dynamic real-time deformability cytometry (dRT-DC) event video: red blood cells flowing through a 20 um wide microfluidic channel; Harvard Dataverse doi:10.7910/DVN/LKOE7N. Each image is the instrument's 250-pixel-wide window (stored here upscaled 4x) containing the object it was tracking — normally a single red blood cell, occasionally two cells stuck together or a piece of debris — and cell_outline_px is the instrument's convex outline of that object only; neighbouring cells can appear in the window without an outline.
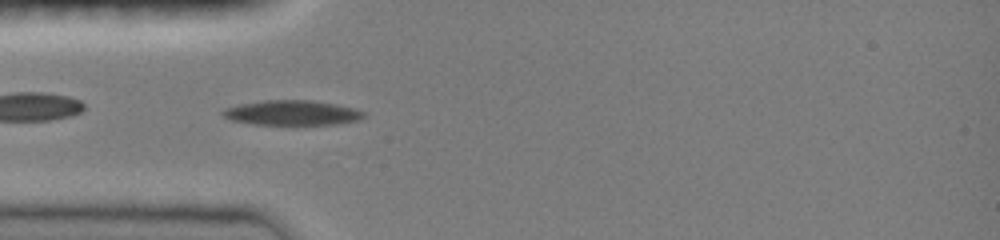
{"species": "common noctule bat (a hibernating species)", "species_latin": "Nyctalus noctula", "temperature_condition": "room temperature", "stored_images_in_passage": 35, "camera_frame_rate_fps": 3000, "um_per_image_px": 0.085, "animal": {"sex": "female", "body_mass_g": 19.0, "forearm_length_mm": 51.5}, "frame": {"image": 1, "passage_image": 2, "time_ms": 0.333, "image_size_px": [1000, 240], "cell_outline_px": [[368, 116], [360, 120], [336, 124], [252, 124], [232, 120], [224, 116], [220, 112], [224, 108], [236, 104], [264, 100], [312, 100], [336, 104], [352, 108], [364, 112]], "centroid_in_image_um": [24.81, 9.58], "position_along_channel_um": 60.2, "area_um2": 20.52}}
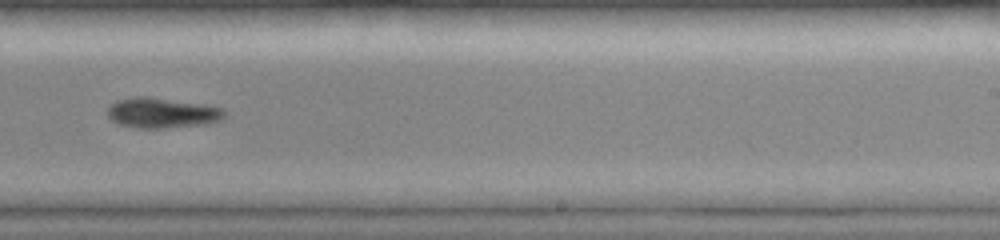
{"frame": {"image": 2, "passage_image": 18, "time_ms": 5.667, "image_size_px": [1000, 240], "cell_outline_px": [[228, 112], [220, 120], [208, 124], [160, 128], [136, 128], [120, 124], [112, 120], [108, 116], [108, 108], [116, 100], [136, 96], [148, 96], [204, 104], [224, 108]], "centroid_in_image_um": [13.81, 9.59], "position_along_channel_um": 275.2, "area_um2": 20.75}}
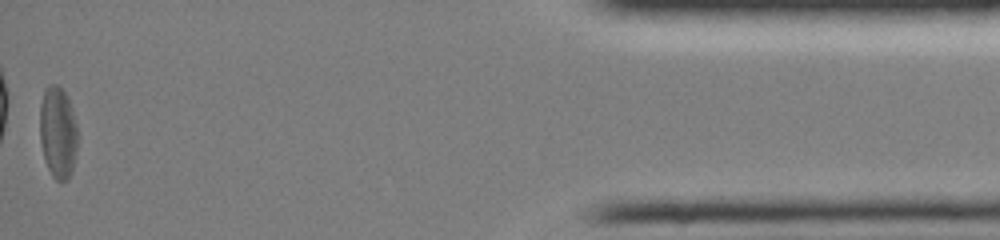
{"frame": {"image": 3, "passage_image": 35, "time_ms": 11.333, "image_size_px": [1000, 240], "cell_outline_px": [[76, 152], [72, 172], [68, 180], [56, 180], [52, 176], [48, 168], [44, 156], [40, 140], [40, 104], [44, 88], [48, 84], [56, 84], [68, 96], [72, 108], [76, 124]], "centroid_in_image_um": [4.91, 11.23], "position_along_channel_um": 430.3, "area_um2": 20.23}, "authors_computed_cell_mechanics": {"area_um2": 20.519, "velocity_mm_per_s": 4.0639, "shape_relaxation_time_tau1_ms": 10.3428, "shape_relaxation_time_tau2_ms": null, "deformation_change_tau1": 0.2102, "deformation_change_tau2": null}}